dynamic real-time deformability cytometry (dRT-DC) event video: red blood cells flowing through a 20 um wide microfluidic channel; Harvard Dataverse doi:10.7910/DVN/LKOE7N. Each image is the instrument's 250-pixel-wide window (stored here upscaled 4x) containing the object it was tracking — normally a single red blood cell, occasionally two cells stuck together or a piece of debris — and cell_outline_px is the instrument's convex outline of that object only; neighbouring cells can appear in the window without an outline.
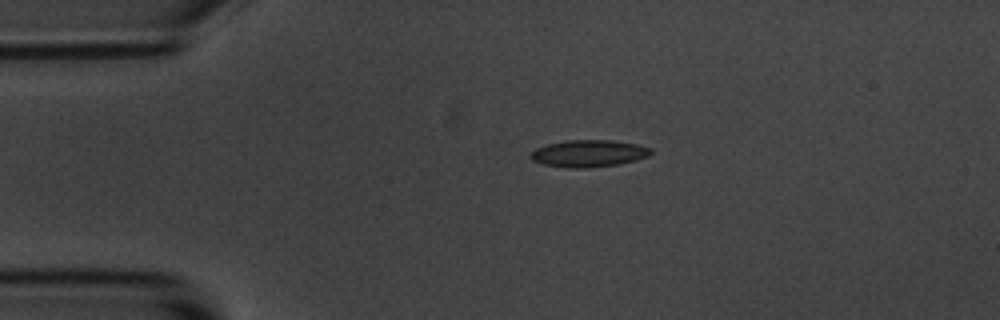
{"species": "common noctule bat (a hibernating species)", "species_latin": "Nyctalus noctula", "temperature_condition": "room temperature", "stored_images_in_passage": 2, "camera_frame_rate_fps": 3000, "um_per_image_px": 0.085, "animal": {"sex": "male", "body_mass_g": 20.1, "forearm_length_mm": 53.5}, "frame": {"image": 1, "passage_image": 1, "time_ms": 0.0, "image_size_px": [1000, 320], "cell_outline_px": [[652, 152], [648, 156], [636, 160], [620, 164], [588, 168], [568, 168], [544, 164], [532, 160], [528, 156], [536, 148], [548, 144], [564, 140], [612, 140], [636, 144], [652, 148]], "centroid_in_image_um": [50.04, 13.04], "position_along_channel_um": 35.0, "area_um2": 19.02}}